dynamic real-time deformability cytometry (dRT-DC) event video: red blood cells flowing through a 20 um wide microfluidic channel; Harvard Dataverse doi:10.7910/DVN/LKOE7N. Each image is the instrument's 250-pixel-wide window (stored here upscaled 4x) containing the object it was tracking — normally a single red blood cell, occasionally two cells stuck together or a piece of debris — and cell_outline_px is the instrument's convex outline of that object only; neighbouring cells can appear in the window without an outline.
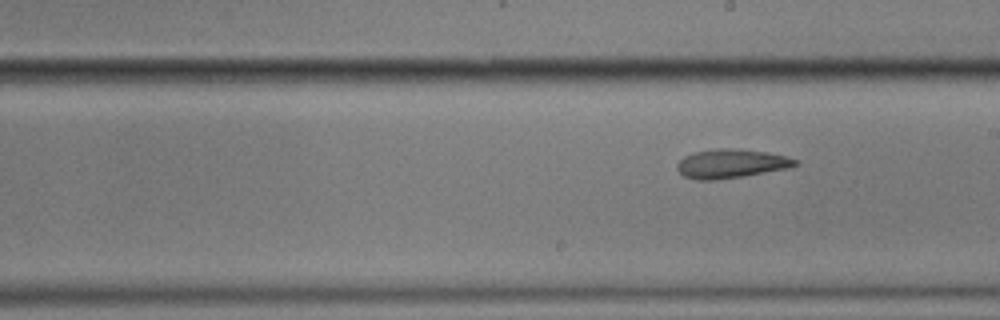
{"species": "common noctule bat (a hibernating species)", "species_latin": "Nyctalus noctula", "temperature_condition": "cold", "stored_images_in_passage": 11, "segment_of_instrument_passage": [2, 2], "camera_frame_rate_fps": 3000, "um_per_image_px": 0.085, "animal": {"sex": "male", "body_mass_g": 17.9}, "frame": {"image": 1, "passage_image": 11, "time_ms": 12.667, "image_size_px": [1000, 320], "cell_outline_px": [[800, 164], [788, 168], [744, 176], [716, 180], [696, 180], [684, 176], [676, 168], [676, 164], [684, 156], [692, 152], [716, 148], [728, 148], [768, 152], [800, 160]], "centroid_in_image_um": [62.14, 13.91], "position_along_channel_um": 226.9, "area_um2": 20.06}}